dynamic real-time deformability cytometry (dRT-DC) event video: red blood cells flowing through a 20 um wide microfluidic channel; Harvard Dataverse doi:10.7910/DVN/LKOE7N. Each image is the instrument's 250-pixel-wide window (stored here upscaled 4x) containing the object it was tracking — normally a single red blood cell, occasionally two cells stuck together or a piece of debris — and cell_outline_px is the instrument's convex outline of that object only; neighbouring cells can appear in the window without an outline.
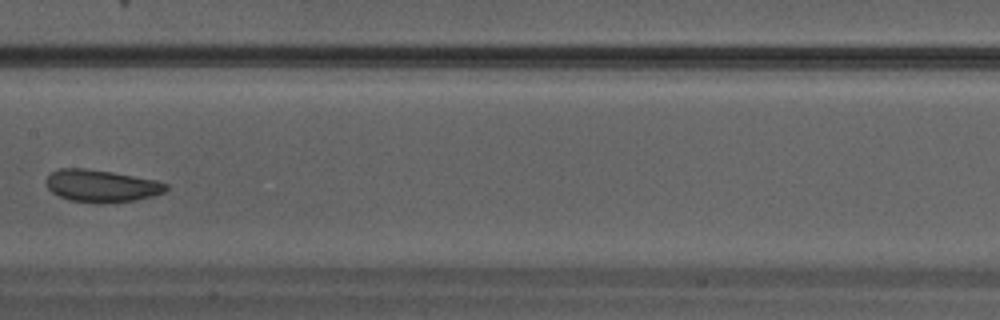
{"species": "Egyptian fruit bat (a non-hibernating species)", "species_latin": "Rousettus aegyptiacus", "temperature_condition": "warm", "stored_images_in_passage": 30, "camera_frame_rate_fps": 3000, "um_per_image_px": 0.085, "animal": {"sex": "male"}, "frame": {"image": 1, "passage_image": 13, "time_ms": 4.0, "image_size_px": [1000, 320], "cell_outline_px": [[168, 188], [164, 192], [152, 196], [136, 200], [104, 204], [96, 204], [68, 200], [52, 192], [48, 188], [44, 180], [52, 172], [60, 168], [88, 168], [112, 172], [156, 180], [168, 184]], "centroid_in_image_um": [8.61, 15.81], "position_along_channel_um": 198.8, "area_um2": 22.83}}
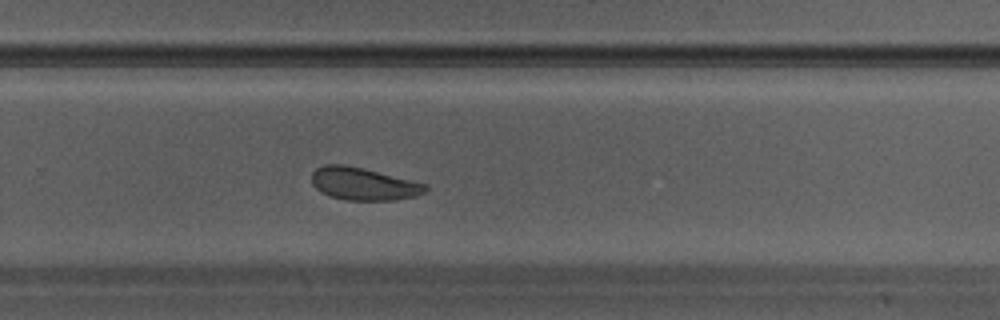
{"frame": {"image": 2, "passage_image": 18, "time_ms": 5.667, "image_size_px": [1000, 320], "cell_outline_px": [[428, 188], [424, 192], [416, 196], [392, 200], [344, 200], [320, 192], [312, 184], [312, 172], [316, 168], [324, 164], [344, 164], [364, 168], [428, 184]], "centroid_in_image_um": [30.88, 15.62], "position_along_channel_um": 298.9, "area_um2": 21.68}}